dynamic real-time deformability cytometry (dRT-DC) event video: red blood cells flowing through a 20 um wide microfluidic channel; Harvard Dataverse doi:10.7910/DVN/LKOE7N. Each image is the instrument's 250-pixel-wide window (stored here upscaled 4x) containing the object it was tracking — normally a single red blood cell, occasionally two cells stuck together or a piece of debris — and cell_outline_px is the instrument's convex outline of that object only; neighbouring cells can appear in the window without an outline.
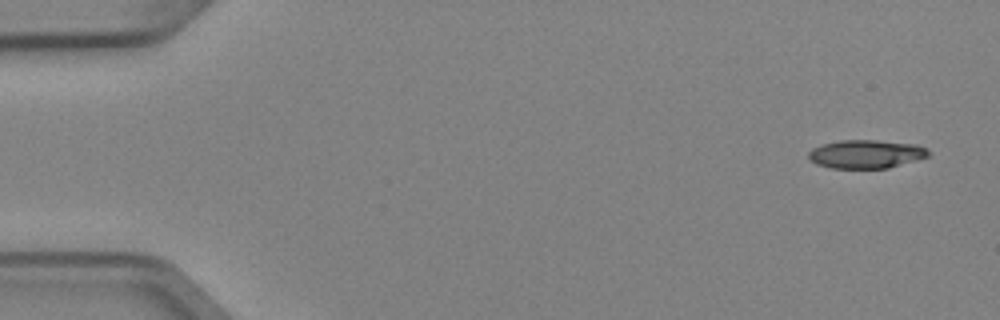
{"species": "Egyptian fruit bat (a non-hibernating species)", "species_latin": "Rousettus aegyptiacus", "temperature_condition": "cold", "stored_images_in_passage": 5, "camera_frame_rate_fps": 3000, "um_per_image_px": 0.085, "animal": {"sex": "female"}, "frame": {"image": 1, "passage_image": 1, "time_ms": 0.0, "image_size_px": [1000, 320], "cell_outline_px": [[928, 156], [888, 168], [832, 168], [816, 164], [808, 156], [808, 152], [812, 148], [824, 144], [840, 140], [876, 140], [916, 144], [928, 148]], "centroid_in_image_um": [73.61, 13.09], "position_along_channel_um": 11.4, "area_um2": 19.71}}
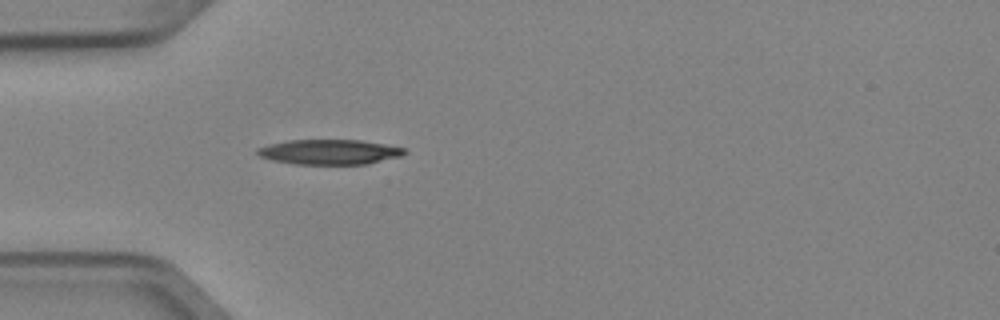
{"frame": {"image": 2, "passage_image": 5, "time_ms": 1.333, "image_size_px": [1000, 320], "cell_outline_px": [[408, 152], [400, 156], [368, 164], [296, 164], [272, 160], [260, 156], [256, 152], [256, 148], [268, 144], [288, 140], [360, 140], [384, 144], [404, 148]], "centroid_in_image_um": [27.99, 12.91], "position_along_channel_um": 57.0, "area_um2": 21.39}}